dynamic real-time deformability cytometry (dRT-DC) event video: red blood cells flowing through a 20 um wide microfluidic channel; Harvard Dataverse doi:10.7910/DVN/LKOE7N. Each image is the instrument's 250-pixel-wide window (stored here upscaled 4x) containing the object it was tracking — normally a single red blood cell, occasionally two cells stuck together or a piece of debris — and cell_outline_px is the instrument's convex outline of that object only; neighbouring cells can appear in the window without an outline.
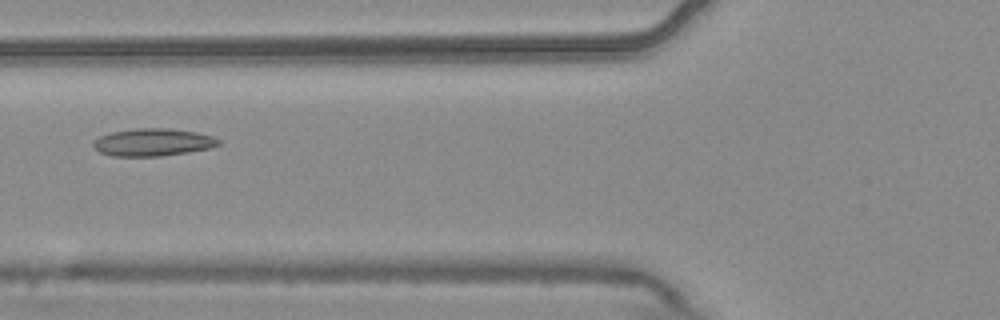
{"species": "common noctule bat (a hibernating species)", "species_latin": "Nyctalus noctula", "temperature_condition": "warm", "stored_images_in_passage": 8, "camera_frame_rate_fps": 3000, "um_per_image_px": 0.085, "animal": {"sex": "male", "body_mass_g": 20.4}, "frame": {"image": 1, "passage_image": 6, "time_ms": 1.667, "image_size_px": [1000, 320], "cell_outline_px": [[220, 144], [208, 148], [188, 152], [160, 156], [112, 156], [100, 152], [92, 144], [92, 140], [100, 136], [112, 132], [136, 128], [172, 128], [196, 132], [212, 136], [220, 140]], "centroid_in_image_um": [12.98, 12.08], "position_along_channel_um": 112.8, "area_um2": 20.06}}
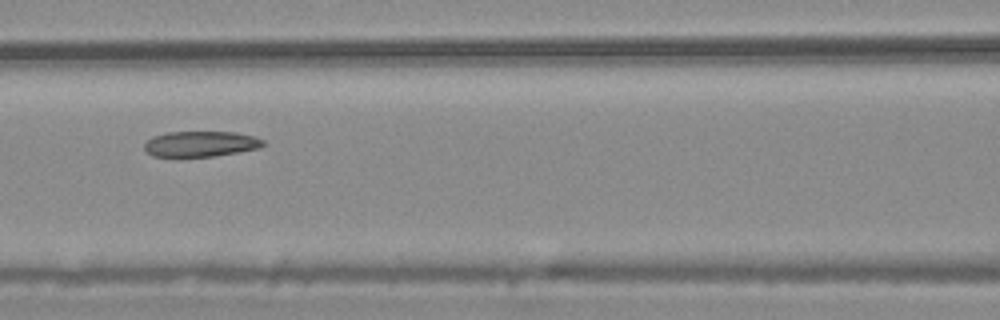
{"frame": {"image": 2, "passage_image": 7, "time_ms": 2.0, "image_size_px": [1000, 320], "cell_outline_px": [[264, 144], [260, 148], [212, 156], [152, 156], [144, 148], [144, 144], [152, 136], [168, 132], [236, 132], [256, 136], [264, 140]], "centroid_in_image_um": [17.08, 12.22], "position_along_channel_um": 149.5, "area_um2": 17.57}}
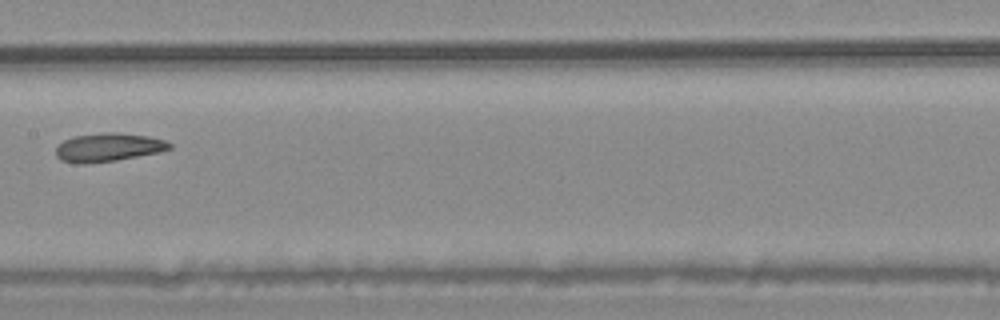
{"frame": {"image": 3, "passage_image": 8, "time_ms": 2.333, "image_size_px": [1000, 320], "cell_outline_px": [[172, 148], [160, 152], [116, 160], [88, 164], [84, 164], [60, 160], [56, 156], [56, 148], [64, 140], [72, 136], [104, 132], [112, 132], [148, 136], [164, 140], [172, 144]], "centroid_in_image_um": [9.2, 12.52], "position_along_channel_um": 198.2, "area_um2": 18.84}}